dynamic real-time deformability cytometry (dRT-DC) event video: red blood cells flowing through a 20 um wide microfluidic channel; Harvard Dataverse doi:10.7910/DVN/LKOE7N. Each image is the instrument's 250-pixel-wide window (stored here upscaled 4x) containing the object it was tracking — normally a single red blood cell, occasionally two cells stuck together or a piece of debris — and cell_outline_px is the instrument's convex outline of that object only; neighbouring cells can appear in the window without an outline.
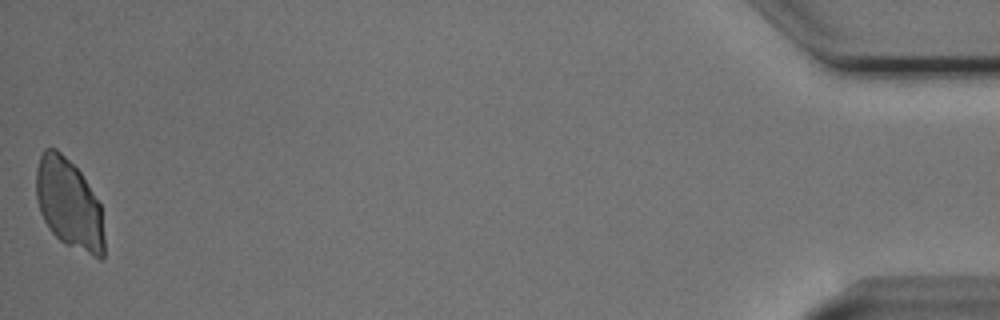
{"species": "Egyptian fruit bat (a non-hibernating species)", "species_latin": "Rousettus aegyptiacus", "temperature_condition": "cold", "stored_images_in_passage": 53, "camera_frame_rate_fps": 3000, "um_per_image_px": 0.085, "animal": {"sex": "male"}, "frame": {"image": 1, "passage_image": 53, "time_ms": 17.333, "image_size_px": [1000, 320], "cell_outline_px": [[104, 256], [100, 260], [64, 244], [48, 228], [40, 212], [36, 200], [36, 168], [40, 156], [44, 148], [56, 148], [80, 172], [100, 204], [104, 236]], "centroid_in_image_um": [5.85, 17.37], "position_along_channel_um": 429.3, "area_um2": 35.78}}